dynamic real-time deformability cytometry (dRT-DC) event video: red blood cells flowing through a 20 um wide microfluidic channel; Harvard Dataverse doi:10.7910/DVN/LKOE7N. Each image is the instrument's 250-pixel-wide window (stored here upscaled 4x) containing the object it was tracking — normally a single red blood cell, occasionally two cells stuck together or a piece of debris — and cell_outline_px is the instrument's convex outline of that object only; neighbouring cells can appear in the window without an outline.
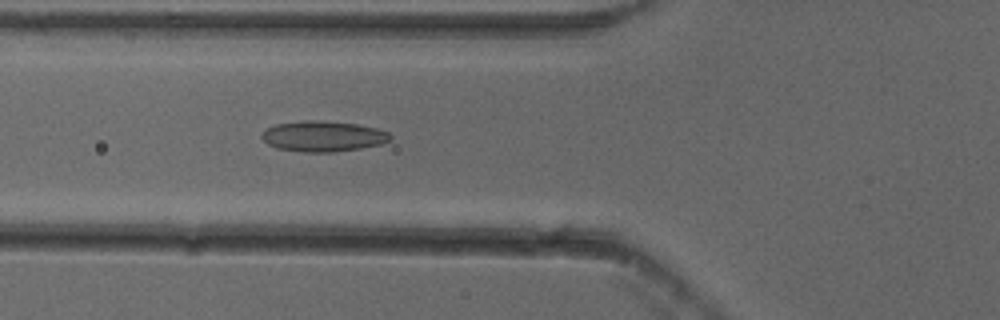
{"species": "common noctule bat (a hibernating species)", "species_latin": "Nyctalus noctula", "temperature_condition": "cold", "stored_images_in_passage": 52, "camera_frame_rate_fps": 3000, "um_per_image_px": 0.085, "animal": {"sex": "female"}, "frame": {"image": 1, "passage_image": 19, "time_ms": 6.0, "image_size_px": [1000, 320], "cell_outline_px": [[392, 140], [380, 144], [360, 148], [332, 152], [304, 152], [276, 148], [268, 144], [260, 136], [268, 128], [276, 124], [304, 120], [316, 120], [356, 124], [376, 128], [388, 132], [392, 136]], "centroid_in_image_um": [27.47, 11.58], "position_along_channel_um": 98.3, "area_um2": 22.77}}
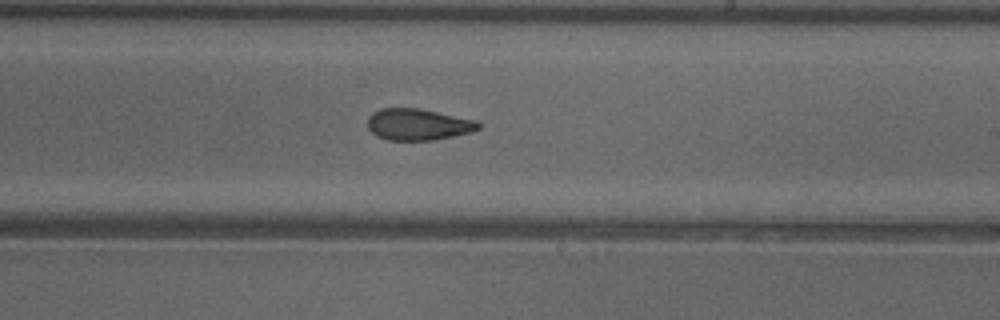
{"frame": {"image": 2, "passage_image": 31, "time_ms": 10.0, "image_size_px": [1000, 320], "cell_outline_px": [[480, 128], [472, 132], [432, 140], [388, 140], [376, 136], [368, 128], [368, 116], [372, 112], [380, 108], [420, 108], [476, 120], [480, 124]], "centroid_in_image_um": [35.52, 10.57], "position_along_channel_um": 253.5, "area_um2": 20.4}}
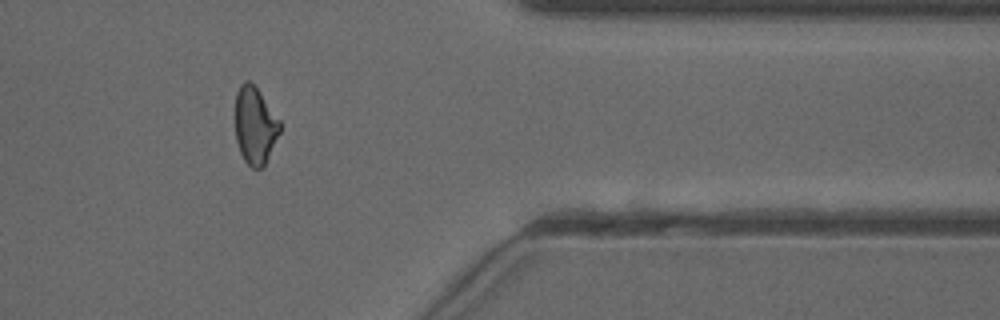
{"frame": {"image": 3, "passage_image": 43, "time_ms": 14.0, "image_size_px": [1000, 320], "cell_outline_px": [[280, 132], [264, 164], [260, 168], [252, 168], [244, 160], [240, 152], [236, 140], [236, 92], [240, 84], [244, 80], [248, 80], [260, 92], [280, 120]], "centroid_in_image_um": [21.67, 10.65], "position_along_channel_um": 389.7, "area_um2": 19.83}, "authors_computed_cell_mechanics": {"area_um2": 21.4149, "velocity_mm_per_s": 3.8622, "shape_relaxation_time_tau1_ms": 6.9194, "shape_relaxation_time_tau2_ms": 2.1873, "deformation_change_tau1": 0.1529, "deformation_change_tau2": 0.0824}}